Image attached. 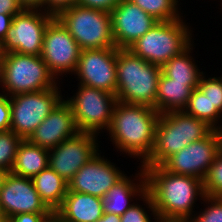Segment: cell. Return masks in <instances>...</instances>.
<instances>
[{
    "instance_id": "1",
    "label": "cell",
    "mask_w": 222,
    "mask_h": 222,
    "mask_svg": "<svg viewBox=\"0 0 222 222\" xmlns=\"http://www.w3.org/2000/svg\"><path fill=\"white\" fill-rule=\"evenodd\" d=\"M159 117L160 114L152 107L117 101L111 125L105 132L115 148L113 151L135 159V165L138 162L142 165L153 151Z\"/></svg>"
},
{
    "instance_id": "2",
    "label": "cell",
    "mask_w": 222,
    "mask_h": 222,
    "mask_svg": "<svg viewBox=\"0 0 222 222\" xmlns=\"http://www.w3.org/2000/svg\"><path fill=\"white\" fill-rule=\"evenodd\" d=\"M143 169L147 180V192L152 197L157 214L189 218L193 216L200 207L199 203L206 196L203 180L170 173L162 166Z\"/></svg>"
},
{
    "instance_id": "3",
    "label": "cell",
    "mask_w": 222,
    "mask_h": 222,
    "mask_svg": "<svg viewBox=\"0 0 222 222\" xmlns=\"http://www.w3.org/2000/svg\"><path fill=\"white\" fill-rule=\"evenodd\" d=\"M116 98L118 102L155 109L161 67L134 55L129 49L117 50Z\"/></svg>"
},
{
    "instance_id": "4",
    "label": "cell",
    "mask_w": 222,
    "mask_h": 222,
    "mask_svg": "<svg viewBox=\"0 0 222 222\" xmlns=\"http://www.w3.org/2000/svg\"><path fill=\"white\" fill-rule=\"evenodd\" d=\"M213 131L207 122L184 111L160 114L155 134V144L143 168L161 166L170 156L191 142L207 137Z\"/></svg>"
},
{
    "instance_id": "5",
    "label": "cell",
    "mask_w": 222,
    "mask_h": 222,
    "mask_svg": "<svg viewBox=\"0 0 222 222\" xmlns=\"http://www.w3.org/2000/svg\"><path fill=\"white\" fill-rule=\"evenodd\" d=\"M185 18L184 15L173 21H158L128 49L143 60L162 67L186 50L198 36Z\"/></svg>"
},
{
    "instance_id": "6",
    "label": "cell",
    "mask_w": 222,
    "mask_h": 222,
    "mask_svg": "<svg viewBox=\"0 0 222 222\" xmlns=\"http://www.w3.org/2000/svg\"><path fill=\"white\" fill-rule=\"evenodd\" d=\"M59 83L40 55L10 52L0 59V92L9 97L54 88Z\"/></svg>"
},
{
    "instance_id": "7",
    "label": "cell",
    "mask_w": 222,
    "mask_h": 222,
    "mask_svg": "<svg viewBox=\"0 0 222 222\" xmlns=\"http://www.w3.org/2000/svg\"><path fill=\"white\" fill-rule=\"evenodd\" d=\"M76 87L72 96L64 90L67 94L65 97L63 93V99L73 112L78 131L105 137L103 134L111 125L113 109L117 102L116 95L82 84H77Z\"/></svg>"
},
{
    "instance_id": "8",
    "label": "cell",
    "mask_w": 222,
    "mask_h": 222,
    "mask_svg": "<svg viewBox=\"0 0 222 222\" xmlns=\"http://www.w3.org/2000/svg\"><path fill=\"white\" fill-rule=\"evenodd\" d=\"M56 18L81 50L116 47L109 12L77 4L60 12Z\"/></svg>"
},
{
    "instance_id": "9",
    "label": "cell",
    "mask_w": 222,
    "mask_h": 222,
    "mask_svg": "<svg viewBox=\"0 0 222 222\" xmlns=\"http://www.w3.org/2000/svg\"><path fill=\"white\" fill-rule=\"evenodd\" d=\"M63 87L65 86L59 83L54 88L11 96L10 130L23 140L28 139L63 99Z\"/></svg>"
},
{
    "instance_id": "10",
    "label": "cell",
    "mask_w": 222,
    "mask_h": 222,
    "mask_svg": "<svg viewBox=\"0 0 222 222\" xmlns=\"http://www.w3.org/2000/svg\"><path fill=\"white\" fill-rule=\"evenodd\" d=\"M80 53L77 42L54 17L47 25L40 56L59 82L63 83V78H70L74 74Z\"/></svg>"
},
{
    "instance_id": "11",
    "label": "cell",
    "mask_w": 222,
    "mask_h": 222,
    "mask_svg": "<svg viewBox=\"0 0 222 222\" xmlns=\"http://www.w3.org/2000/svg\"><path fill=\"white\" fill-rule=\"evenodd\" d=\"M53 18V15L42 10L28 9L13 16L12 24L1 42L2 53L17 52L39 56L47 25Z\"/></svg>"
},
{
    "instance_id": "12",
    "label": "cell",
    "mask_w": 222,
    "mask_h": 222,
    "mask_svg": "<svg viewBox=\"0 0 222 222\" xmlns=\"http://www.w3.org/2000/svg\"><path fill=\"white\" fill-rule=\"evenodd\" d=\"M98 136L89 132H78L72 138L66 139L49 150L48 166L69 182L76 172L101 150L102 136Z\"/></svg>"
},
{
    "instance_id": "13",
    "label": "cell",
    "mask_w": 222,
    "mask_h": 222,
    "mask_svg": "<svg viewBox=\"0 0 222 222\" xmlns=\"http://www.w3.org/2000/svg\"><path fill=\"white\" fill-rule=\"evenodd\" d=\"M117 50L116 47L81 50L72 79H77L76 84L102 89L115 95Z\"/></svg>"
},
{
    "instance_id": "14",
    "label": "cell",
    "mask_w": 222,
    "mask_h": 222,
    "mask_svg": "<svg viewBox=\"0 0 222 222\" xmlns=\"http://www.w3.org/2000/svg\"><path fill=\"white\" fill-rule=\"evenodd\" d=\"M101 150L81 167L68 182V191L103 199L104 195L127 173L106 157Z\"/></svg>"
},
{
    "instance_id": "15",
    "label": "cell",
    "mask_w": 222,
    "mask_h": 222,
    "mask_svg": "<svg viewBox=\"0 0 222 222\" xmlns=\"http://www.w3.org/2000/svg\"><path fill=\"white\" fill-rule=\"evenodd\" d=\"M218 152L217 137L212 131L207 137L191 142L170 156L161 166L170 173L203 180Z\"/></svg>"
},
{
    "instance_id": "16",
    "label": "cell",
    "mask_w": 222,
    "mask_h": 222,
    "mask_svg": "<svg viewBox=\"0 0 222 222\" xmlns=\"http://www.w3.org/2000/svg\"><path fill=\"white\" fill-rule=\"evenodd\" d=\"M110 15L113 39L118 49H128L158 22L129 0H121Z\"/></svg>"
},
{
    "instance_id": "17",
    "label": "cell",
    "mask_w": 222,
    "mask_h": 222,
    "mask_svg": "<svg viewBox=\"0 0 222 222\" xmlns=\"http://www.w3.org/2000/svg\"><path fill=\"white\" fill-rule=\"evenodd\" d=\"M0 210L8 218L20 213H51L31 178L7 173L0 190Z\"/></svg>"
},
{
    "instance_id": "18",
    "label": "cell",
    "mask_w": 222,
    "mask_h": 222,
    "mask_svg": "<svg viewBox=\"0 0 222 222\" xmlns=\"http://www.w3.org/2000/svg\"><path fill=\"white\" fill-rule=\"evenodd\" d=\"M78 132L73 112L62 99L27 140L33 145L51 150Z\"/></svg>"
},
{
    "instance_id": "19",
    "label": "cell",
    "mask_w": 222,
    "mask_h": 222,
    "mask_svg": "<svg viewBox=\"0 0 222 222\" xmlns=\"http://www.w3.org/2000/svg\"><path fill=\"white\" fill-rule=\"evenodd\" d=\"M134 175L127 173L103 197L105 213L121 216L147 192V180L143 167L137 166ZM135 198V199H134Z\"/></svg>"
},
{
    "instance_id": "20",
    "label": "cell",
    "mask_w": 222,
    "mask_h": 222,
    "mask_svg": "<svg viewBox=\"0 0 222 222\" xmlns=\"http://www.w3.org/2000/svg\"><path fill=\"white\" fill-rule=\"evenodd\" d=\"M56 213L62 222H96L104 214L103 199L86 193L68 191Z\"/></svg>"
},
{
    "instance_id": "21",
    "label": "cell",
    "mask_w": 222,
    "mask_h": 222,
    "mask_svg": "<svg viewBox=\"0 0 222 222\" xmlns=\"http://www.w3.org/2000/svg\"><path fill=\"white\" fill-rule=\"evenodd\" d=\"M199 82H172L171 78L161 74L157 87L155 109L159 114L183 111L187 106L192 91Z\"/></svg>"
},
{
    "instance_id": "22",
    "label": "cell",
    "mask_w": 222,
    "mask_h": 222,
    "mask_svg": "<svg viewBox=\"0 0 222 222\" xmlns=\"http://www.w3.org/2000/svg\"><path fill=\"white\" fill-rule=\"evenodd\" d=\"M197 43H192L180 55L171 58L161 67L162 73L172 79V82H199L202 74L206 70L204 66L200 68L203 62L196 60L198 53L195 50ZM195 46V47H194ZM196 52L195 54H193ZM197 54V55H196ZM196 56V57H195ZM199 62V64H198Z\"/></svg>"
},
{
    "instance_id": "23",
    "label": "cell",
    "mask_w": 222,
    "mask_h": 222,
    "mask_svg": "<svg viewBox=\"0 0 222 222\" xmlns=\"http://www.w3.org/2000/svg\"><path fill=\"white\" fill-rule=\"evenodd\" d=\"M32 181L41 201L51 212H56L67 195L68 182L49 166L34 176Z\"/></svg>"
},
{
    "instance_id": "24",
    "label": "cell",
    "mask_w": 222,
    "mask_h": 222,
    "mask_svg": "<svg viewBox=\"0 0 222 222\" xmlns=\"http://www.w3.org/2000/svg\"><path fill=\"white\" fill-rule=\"evenodd\" d=\"M49 150L22 140L17 149L11 173L25 178H33L48 167Z\"/></svg>"
},
{
    "instance_id": "25",
    "label": "cell",
    "mask_w": 222,
    "mask_h": 222,
    "mask_svg": "<svg viewBox=\"0 0 222 222\" xmlns=\"http://www.w3.org/2000/svg\"><path fill=\"white\" fill-rule=\"evenodd\" d=\"M157 21H173L185 14L181 1L184 0H129ZM182 6V7H181ZM183 9V10H182ZM182 11V12H181Z\"/></svg>"
},
{
    "instance_id": "26",
    "label": "cell",
    "mask_w": 222,
    "mask_h": 222,
    "mask_svg": "<svg viewBox=\"0 0 222 222\" xmlns=\"http://www.w3.org/2000/svg\"><path fill=\"white\" fill-rule=\"evenodd\" d=\"M183 111L207 122L213 128L222 123V113L217 108H212L211 102L198 87L192 91Z\"/></svg>"
},
{
    "instance_id": "27",
    "label": "cell",
    "mask_w": 222,
    "mask_h": 222,
    "mask_svg": "<svg viewBox=\"0 0 222 222\" xmlns=\"http://www.w3.org/2000/svg\"><path fill=\"white\" fill-rule=\"evenodd\" d=\"M156 215L152 197L146 192L120 218L121 222H154Z\"/></svg>"
},
{
    "instance_id": "28",
    "label": "cell",
    "mask_w": 222,
    "mask_h": 222,
    "mask_svg": "<svg viewBox=\"0 0 222 222\" xmlns=\"http://www.w3.org/2000/svg\"><path fill=\"white\" fill-rule=\"evenodd\" d=\"M12 130L0 131V169L10 173L14 164L17 149L22 142Z\"/></svg>"
},
{
    "instance_id": "29",
    "label": "cell",
    "mask_w": 222,
    "mask_h": 222,
    "mask_svg": "<svg viewBox=\"0 0 222 222\" xmlns=\"http://www.w3.org/2000/svg\"><path fill=\"white\" fill-rule=\"evenodd\" d=\"M198 88L207 96L212 104V108H217L222 113V75L202 74Z\"/></svg>"
},
{
    "instance_id": "30",
    "label": "cell",
    "mask_w": 222,
    "mask_h": 222,
    "mask_svg": "<svg viewBox=\"0 0 222 222\" xmlns=\"http://www.w3.org/2000/svg\"><path fill=\"white\" fill-rule=\"evenodd\" d=\"M200 206L203 209L193 214L191 222H222V197L205 196Z\"/></svg>"
},
{
    "instance_id": "31",
    "label": "cell",
    "mask_w": 222,
    "mask_h": 222,
    "mask_svg": "<svg viewBox=\"0 0 222 222\" xmlns=\"http://www.w3.org/2000/svg\"><path fill=\"white\" fill-rule=\"evenodd\" d=\"M206 196L222 197V153L218 152L213 164L203 179Z\"/></svg>"
},
{
    "instance_id": "32",
    "label": "cell",
    "mask_w": 222,
    "mask_h": 222,
    "mask_svg": "<svg viewBox=\"0 0 222 222\" xmlns=\"http://www.w3.org/2000/svg\"><path fill=\"white\" fill-rule=\"evenodd\" d=\"M10 97L0 92V131L10 130L11 123Z\"/></svg>"
},
{
    "instance_id": "33",
    "label": "cell",
    "mask_w": 222,
    "mask_h": 222,
    "mask_svg": "<svg viewBox=\"0 0 222 222\" xmlns=\"http://www.w3.org/2000/svg\"><path fill=\"white\" fill-rule=\"evenodd\" d=\"M80 0H44V12L56 17L60 12L77 5Z\"/></svg>"
},
{
    "instance_id": "34",
    "label": "cell",
    "mask_w": 222,
    "mask_h": 222,
    "mask_svg": "<svg viewBox=\"0 0 222 222\" xmlns=\"http://www.w3.org/2000/svg\"><path fill=\"white\" fill-rule=\"evenodd\" d=\"M121 0H80L79 5L111 12Z\"/></svg>"
},
{
    "instance_id": "35",
    "label": "cell",
    "mask_w": 222,
    "mask_h": 222,
    "mask_svg": "<svg viewBox=\"0 0 222 222\" xmlns=\"http://www.w3.org/2000/svg\"><path fill=\"white\" fill-rule=\"evenodd\" d=\"M50 213H20L8 218V222H42Z\"/></svg>"
},
{
    "instance_id": "36",
    "label": "cell",
    "mask_w": 222,
    "mask_h": 222,
    "mask_svg": "<svg viewBox=\"0 0 222 222\" xmlns=\"http://www.w3.org/2000/svg\"><path fill=\"white\" fill-rule=\"evenodd\" d=\"M18 0H0V13L15 16L23 11Z\"/></svg>"
},
{
    "instance_id": "37",
    "label": "cell",
    "mask_w": 222,
    "mask_h": 222,
    "mask_svg": "<svg viewBox=\"0 0 222 222\" xmlns=\"http://www.w3.org/2000/svg\"><path fill=\"white\" fill-rule=\"evenodd\" d=\"M13 16L0 13V43L5 39L6 33L12 24Z\"/></svg>"
},
{
    "instance_id": "38",
    "label": "cell",
    "mask_w": 222,
    "mask_h": 222,
    "mask_svg": "<svg viewBox=\"0 0 222 222\" xmlns=\"http://www.w3.org/2000/svg\"><path fill=\"white\" fill-rule=\"evenodd\" d=\"M23 9L44 11V0H18Z\"/></svg>"
},
{
    "instance_id": "39",
    "label": "cell",
    "mask_w": 222,
    "mask_h": 222,
    "mask_svg": "<svg viewBox=\"0 0 222 222\" xmlns=\"http://www.w3.org/2000/svg\"><path fill=\"white\" fill-rule=\"evenodd\" d=\"M154 222H191L189 217L157 214Z\"/></svg>"
},
{
    "instance_id": "40",
    "label": "cell",
    "mask_w": 222,
    "mask_h": 222,
    "mask_svg": "<svg viewBox=\"0 0 222 222\" xmlns=\"http://www.w3.org/2000/svg\"><path fill=\"white\" fill-rule=\"evenodd\" d=\"M96 222H121V218L119 215L104 212L103 216Z\"/></svg>"
},
{
    "instance_id": "41",
    "label": "cell",
    "mask_w": 222,
    "mask_h": 222,
    "mask_svg": "<svg viewBox=\"0 0 222 222\" xmlns=\"http://www.w3.org/2000/svg\"><path fill=\"white\" fill-rule=\"evenodd\" d=\"M213 131L217 137L218 151L222 153V123L214 127Z\"/></svg>"
},
{
    "instance_id": "42",
    "label": "cell",
    "mask_w": 222,
    "mask_h": 222,
    "mask_svg": "<svg viewBox=\"0 0 222 222\" xmlns=\"http://www.w3.org/2000/svg\"><path fill=\"white\" fill-rule=\"evenodd\" d=\"M42 222H62V220L56 212H51Z\"/></svg>"
},
{
    "instance_id": "43",
    "label": "cell",
    "mask_w": 222,
    "mask_h": 222,
    "mask_svg": "<svg viewBox=\"0 0 222 222\" xmlns=\"http://www.w3.org/2000/svg\"><path fill=\"white\" fill-rule=\"evenodd\" d=\"M7 173H8V172L3 171V170L0 169V190H1V188H2L4 179H5L6 175H7Z\"/></svg>"
},
{
    "instance_id": "44",
    "label": "cell",
    "mask_w": 222,
    "mask_h": 222,
    "mask_svg": "<svg viewBox=\"0 0 222 222\" xmlns=\"http://www.w3.org/2000/svg\"><path fill=\"white\" fill-rule=\"evenodd\" d=\"M0 222H8V217L1 213L0 214Z\"/></svg>"
},
{
    "instance_id": "45",
    "label": "cell",
    "mask_w": 222,
    "mask_h": 222,
    "mask_svg": "<svg viewBox=\"0 0 222 222\" xmlns=\"http://www.w3.org/2000/svg\"><path fill=\"white\" fill-rule=\"evenodd\" d=\"M217 6H219V7H215V8H218V9H222V0L217 4ZM221 7V8H220ZM220 13L222 12V10L221 11H219Z\"/></svg>"
},
{
    "instance_id": "46",
    "label": "cell",
    "mask_w": 222,
    "mask_h": 222,
    "mask_svg": "<svg viewBox=\"0 0 222 222\" xmlns=\"http://www.w3.org/2000/svg\"><path fill=\"white\" fill-rule=\"evenodd\" d=\"M2 55H3V53H2L1 43H0V59H1Z\"/></svg>"
}]
</instances>
